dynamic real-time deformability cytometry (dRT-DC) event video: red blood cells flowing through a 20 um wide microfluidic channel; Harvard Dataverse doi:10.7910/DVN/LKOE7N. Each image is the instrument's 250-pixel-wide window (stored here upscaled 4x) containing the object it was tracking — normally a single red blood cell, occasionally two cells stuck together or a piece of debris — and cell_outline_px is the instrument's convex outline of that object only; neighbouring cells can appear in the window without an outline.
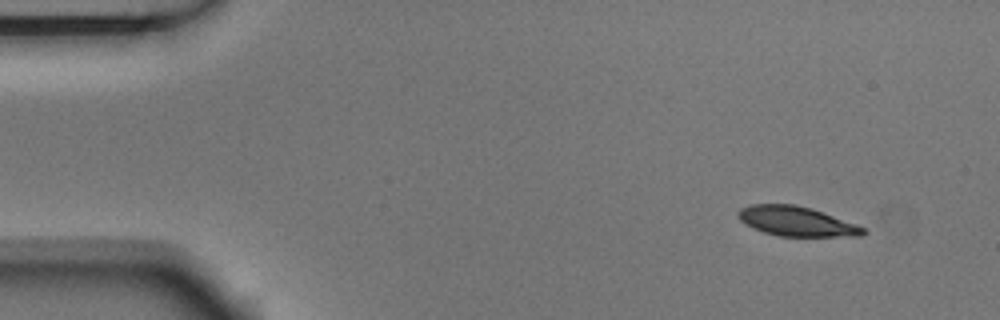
{"species": "Egyptian fruit bat (a non-hibernating species)", "species_latin": "Rousettus aegyptiacus", "temperature_condition": "room temperature", "stored_images_in_passage": 4, "camera_frame_rate_fps": 3000, "um_per_image_px": 0.085, "animal": {"sex": "male"}, "frame": {"image": 1, "passage_image": 1, "time_ms": 0.0, "image_size_px": [1000, 320], "cell_outline_px": [[868, 232], [864, 236], [780, 236], [764, 232], [752, 228], [744, 224], [736, 216], [736, 212], [740, 208], [748, 204], [792, 204], [808, 208], [856, 224], [864, 228]], "centroid_in_image_um": [67.64, 18.82], "position_along_channel_um": 17.4, "area_um2": 21.5}}
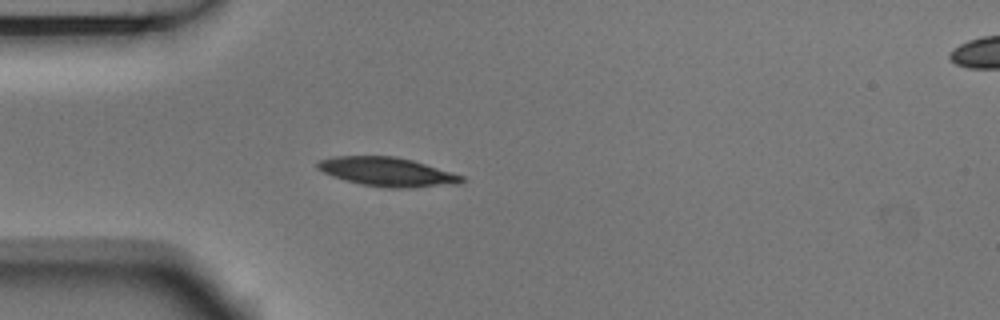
{"frame": {"image": 2, "passage_image": 4, "time_ms": 1.0, "image_size_px": [1000, 320], "cell_outline_px": [[464, 180], [460, 184], [412, 188], [384, 188], [360, 184], [344, 180], [332, 176], [316, 168], [316, 164], [320, 160], [336, 156], [396, 156], [412, 160], [464, 176]], "centroid_in_image_um": [32.92, 14.62], "position_along_channel_um": 52.1, "area_um2": 24.45}}